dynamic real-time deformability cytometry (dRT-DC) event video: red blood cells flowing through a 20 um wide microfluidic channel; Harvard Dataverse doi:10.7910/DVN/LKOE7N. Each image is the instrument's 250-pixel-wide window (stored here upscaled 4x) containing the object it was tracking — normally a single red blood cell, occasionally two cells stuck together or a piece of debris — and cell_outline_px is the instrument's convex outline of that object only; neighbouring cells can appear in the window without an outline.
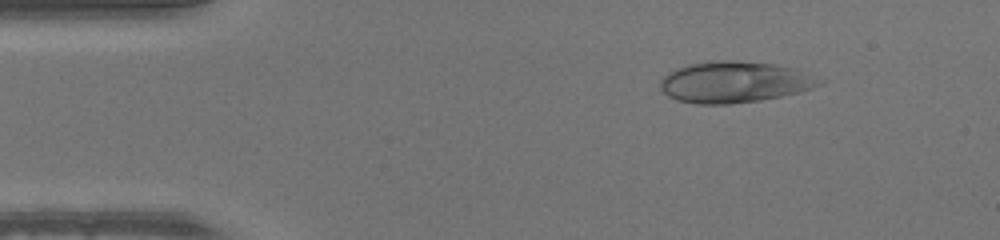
{"species": "human", "species_latin": "Homo sapiens", "temperature_condition": "warm", "stored_images_in_passage": 48, "camera_frame_rate_fps": 3000, "um_per_image_px": 0.085, "donor": {"sex": "male"}, "frame": {"image": 1, "passage_image": 6, "time_ms": 1.667, "image_size_px": [1000, 240], "cell_outline_px": [[824, 80], [820, 84], [812, 88], [800, 92], [760, 100], [728, 104], [696, 104], [676, 100], [668, 96], [660, 88], [660, 80], [668, 72], [676, 68], [688, 64], [716, 60], [732, 60], [772, 64], [792, 68]], "centroid_in_image_um": [62.37, 6.98], "position_along_channel_um": 22.6, "area_um2": 38.03}}
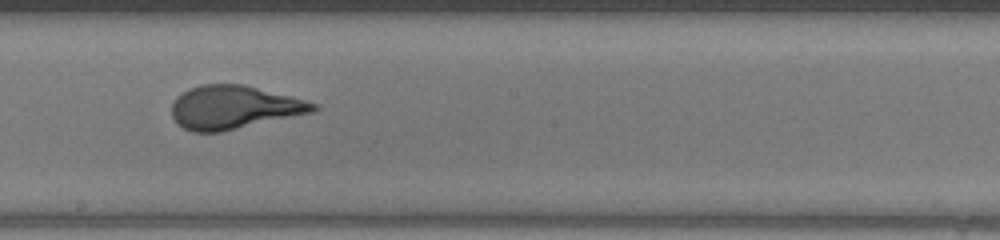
{"frame": {"image": 2, "passage_image": 26, "time_ms": 8.333, "image_size_px": [1000, 240], "cell_outline_px": [[320, 108], [312, 112], [220, 132], [192, 132], [176, 124], [172, 116], [172, 104], [176, 96], [188, 88], [200, 84], [244, 84], [292, 96], [316, 104]], "centroid_in_image_um": [19.83, 9.11], "position_along_channel_um": 228.4, "area_um2": 35.78}}
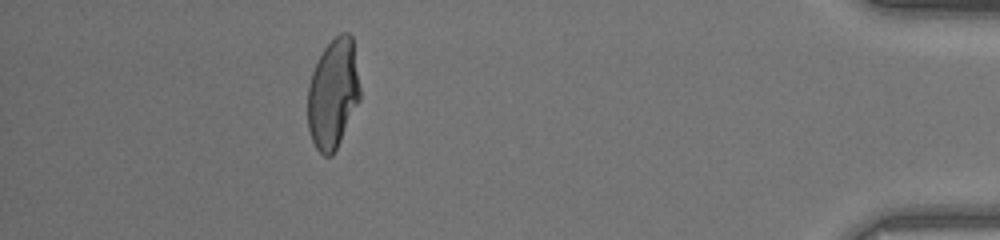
{"frame": {"image": 3, "passage_image": 43, "time_ms": 14.0, "image_size_px": [1000, 240], "cell_outline_px": [[360, 100], [332, 156], [324, 156], [316, 148], [312, 140], [308, 128], [308, 84], [312, 72], [324, 48], [340, 32], [348, 32], [352, 36], [360, 88]], "centroid_in_image_um": [28.31, 7.95], "position_along_channel_um": 406.9, "area_um2": 33.23}}